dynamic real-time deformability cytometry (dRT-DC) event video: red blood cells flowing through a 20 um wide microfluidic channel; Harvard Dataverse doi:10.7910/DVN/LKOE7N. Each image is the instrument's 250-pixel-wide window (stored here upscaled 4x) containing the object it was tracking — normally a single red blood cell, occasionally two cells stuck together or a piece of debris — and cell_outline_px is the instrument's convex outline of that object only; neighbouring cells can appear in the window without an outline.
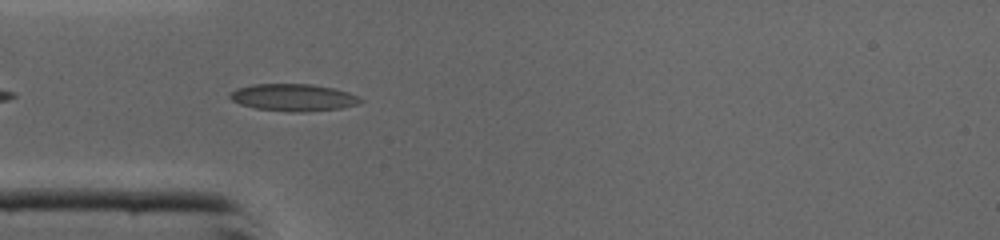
{"species": "common noctule bat (a hibernating species)", "species_latin": "Nyctalus noctula", "temperature_condition": "cold", "stored_images_in_passage": 35, "camera_frame_rate_fps": 3000, "um_per_image_px": 0.085, "animal": {"sex": "male", "body_mass_g": 19.0, "forearm_length_mm": 50.8}, "frame": {"image": 1, "passage_image": 3, "time_ms": 0.667, "image_size_px": [1000, 240], "cell_outline_px": [[364, 100], [356, 104], [340, 108], [300, 112], [292, 112], [256, 108], [240, 104], [232, 100], [228, 96], [236, 88], [252, 84], [312, 84], [332, 88], [348, 92]], "centroid_in_image_um": [24.9, 8.28], "position_along_channel_um": 60.1, "area_um2": 20.4}}
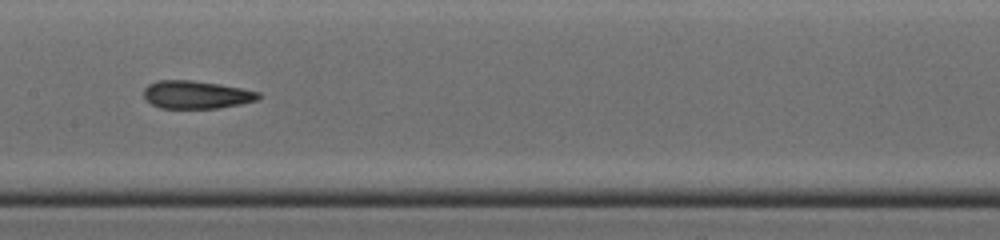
{"frame": {"image": 2, "passage_image": 12, "time_ms": 3.667, "image_size_px": [1000, 240], "cell_outline_px": [[260, 96], [256, 100], [240, 104], [216, 108], [160, 108], [152, 104], [144, 96], [144, 88], [148, 84], [160, 80], [192, 80], [220, 84], [260, 92]], "centroid_in_image_um": [16.67, 8.04], "position_along_channel_um": 190.7, "area_um2": 18.5}}
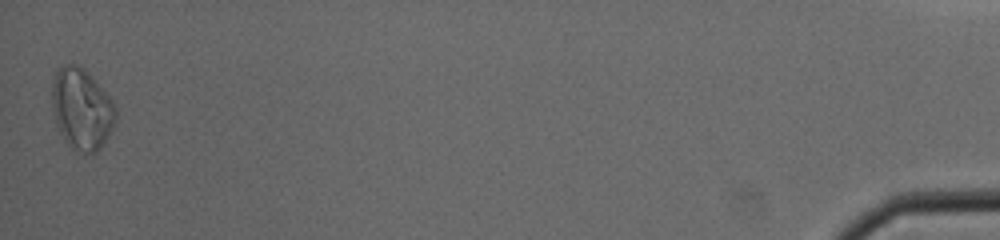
{"frame": {"image": 3, "passage_image": 35, "time_ms": 11.333, "image_size_px": [1000, 240], "cell_outline_px": [[116, 120], [108, 136], [100, 148], [92, 156], [80, 152], [72, 148], [64, 140], [56, 124], [52, 104], [52, 84], [56, 68], [64, 64], [80, 64], [84, 68], [116, 104]], "centroid_in_image_um": [6.94, 9.26], "position_along_channel_um": 428.3, "area_um2": 30.46}, "authors_computed_cell_mechanics": {"area_um2": 19.4208, "velocity_mm_per_s": 4.3913, "shape_relaxation_time_tau1_ms": 5.7476, "shape_relaxation_time_tau2_ms": 2.1687, "deformation_change_tau1": 0.1606, "deformation_change_tau2": 0.0913}}